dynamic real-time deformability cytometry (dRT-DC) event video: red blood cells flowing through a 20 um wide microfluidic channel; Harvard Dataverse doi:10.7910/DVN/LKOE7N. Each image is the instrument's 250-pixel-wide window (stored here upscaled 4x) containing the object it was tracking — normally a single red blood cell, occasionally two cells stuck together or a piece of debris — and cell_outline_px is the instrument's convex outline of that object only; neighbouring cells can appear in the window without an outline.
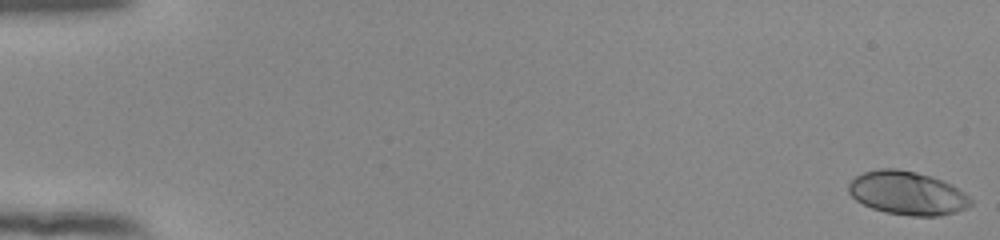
{"species": "human", "species_latin": "Homo sapiens", "temperature_condition": "room temperature", "stored_images_in_passage": 54, "camera_frame_rate_fps": 3000, "um_per_image_px": 0.085, "donor": {"sex": "female"}, "frame": {"image": 1, "passage_image": 1, "time_ms": 0.0, "image_size_px": [1000, 240], "cell_outline_px": [[972, 204], [968, 208], [956, 212], [940, 216], [912, 216], [884, 212], [872, 208], [856, 200], [848, 192], [848, 184], [856, 176], [864, 172], [880, 168], [896, 168], [916, 172], [932, 176], [952, 184], [964, 192], [972, 200]], "centroid_in_image_um": [77.14, 16.41], "position_along_channel_um": 7.9, "area_um2": 31.15}}
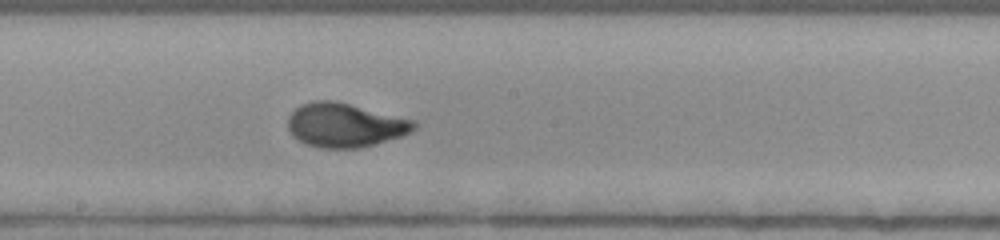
{"frame": {"image": 2, "passage_image": 31, "time_ms": 10.0, "image_size_px": [1000, 240], "cell_outline_px": [[420, 124], [416, 128], [400, 136], [372, 144], [356, 148], [320, 148], [304, 144], [292, 136], [288, 128], [288, 116], [300, 104], [312, 100], [332, 100], [416, 120]], "centroid_in_image_um": [29.28, 10.63], "position_along_channel_um": 218.9, "area_um2": 32.31}}
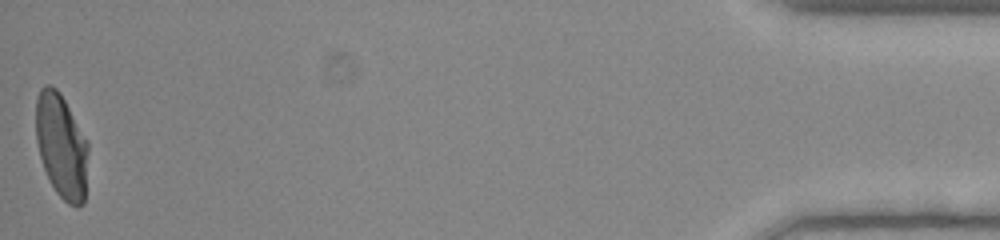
{"frame": {"image": 3, "passage_image": 54, "time_ms": 17.667, "image_size_px": [1000, 240], "cell_outline_px": [[88, 152], [84, 204], [76, 208], [68, 204], [56, 192], [48, 180], [40, 156], [36, 140], [36, 96], [40, 88], [44, 84], [52, 84], [60, 92], [88, 140]], "centroid_in_image_um": [5.22, 12.39], "position_along_channel_um": 430.0, "area_um2": 32.31}, "authors_computed_cell_mechanics": {"area_um2": 31.4721, "velocity_mm_per_s": 3.8976, "shape_relaxation_time_tau1_ms": 3.7273, "shape_relaxation_time_tau2_ms": null, "deformation_change_tau1": 0.212, "deformation_change_tau2": null}}